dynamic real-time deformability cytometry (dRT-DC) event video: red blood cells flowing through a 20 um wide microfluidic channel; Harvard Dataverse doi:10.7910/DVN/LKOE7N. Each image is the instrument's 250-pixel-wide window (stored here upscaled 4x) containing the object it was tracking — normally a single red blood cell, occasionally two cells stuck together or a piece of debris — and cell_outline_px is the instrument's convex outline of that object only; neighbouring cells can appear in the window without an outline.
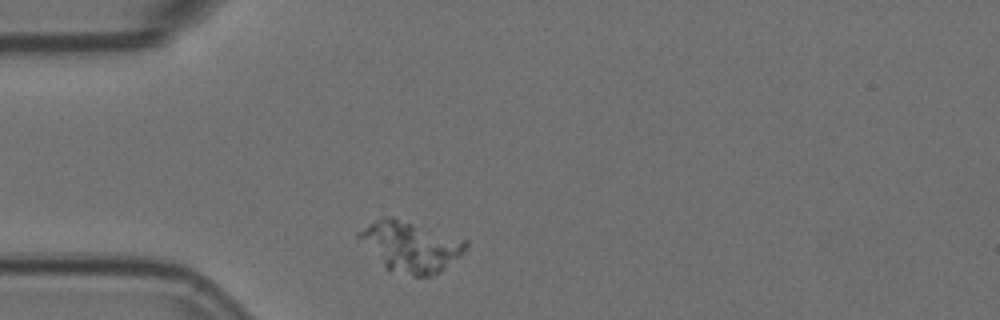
{"species": "Egyptian fruit bat (a non-hibernating species)", "species_latin": "Rousettus aegyptiacus", "temperature_condition": "room temperature", "stored_images_in_passage": 1, "camera_frame_rate_fps": 3000, "um_per_image_px": 0.085, "animal": {"sex": "female"}, "frame": {"image": 1, "passage_image": 1, "time_ms": 0.0, "image_size_px": [1000, 320], "cell_outline_px": [[468, 244], [440, 272], [432, 276], [416, 276], [388, 272], [384, 268], [356, 236], [356, 232], [368, 224], [384, 216], [392, 216], [468, 240]], "centroid_in_image_um": [34.83, 20.95], "position_along_channel_um": 50.2, "area_um2": 31.27}}